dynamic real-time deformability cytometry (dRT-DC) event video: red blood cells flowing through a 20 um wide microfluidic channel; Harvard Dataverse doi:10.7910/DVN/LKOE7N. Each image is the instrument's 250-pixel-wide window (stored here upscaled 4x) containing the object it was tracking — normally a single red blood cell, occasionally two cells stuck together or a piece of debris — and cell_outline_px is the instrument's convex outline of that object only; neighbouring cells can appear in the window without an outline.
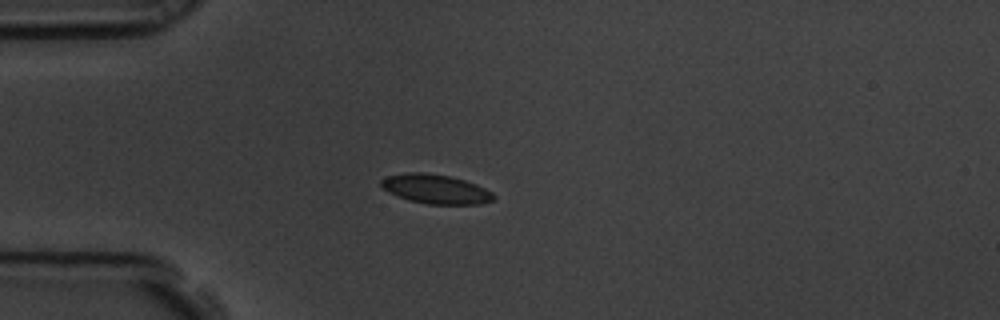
{"species": "common noctule bat (a hibernating species)", "species_latin": "Nyctalus noctula", "temperature_condition": "room temperature", "stored_images_in_passage": 7, "camera_frame_rate_fps": 3000, "um_per_image_px": 0.085, "animal": {"sex": "male", "body_mass_g": 19.5, "forearm_length_mm": 54.6}, "frame": {"image": 1, "passage_image": 4, "time_ms": 1.0, "image_size_px": [1000, 320], "cell_outline_px": [[496, 196], [492, 200], [480, 204], [428, 204], [408, 200], [388, 192], [380, 184], [380, 180], [388, 176], [408, 172], [424, 172], [448, 176], [464, 180], [476, 184], [492, 192]], "centroid_in_image_um": [37.03, 16.07], "position_along_channel_um": 48.0, "area_um2": 19.07}}
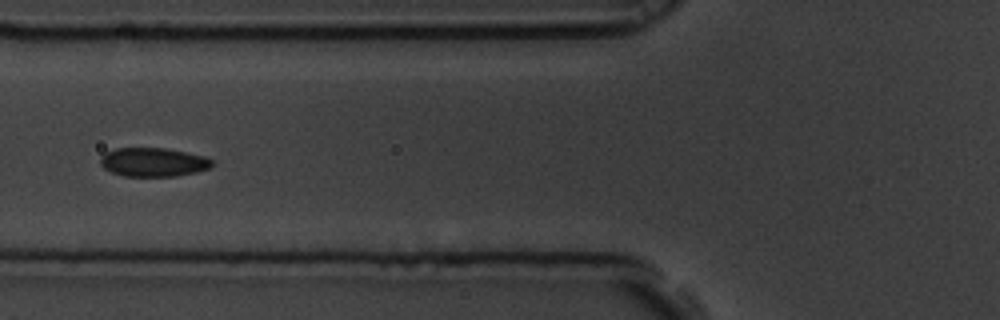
{"frame": {"image": 2, "passage_image": 6, "time_ms": 1.667, "image_size_px": [1000, 320], "cell_outline_px": [[212, 164], [208, 168], [196, 172], [176, 176], [124, 176], [112, 172], [104, 168], [100, 164], [100, 156], [104, 152], [116, 148], [164, 148], [204, 156], [212, 160]], "centroid_in_image_um": [12.97, 13.78], "position_along_channel_um": 112.8, "area_um2": 18.67}}
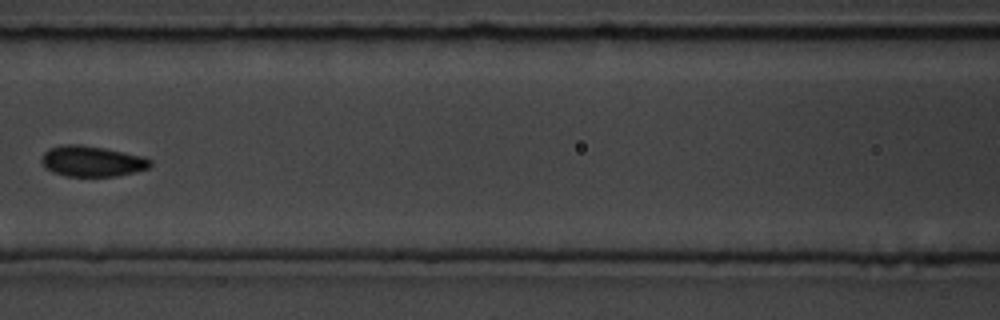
{"frame": {"image": 3, "passage_image": 7, "time_ms": 2.0, "image_size_px": [1000, 320], "cell_outline_px": [[152, 164], [148, 168], [116, 176], [64, 176], [52, 172], [44, 168], [40, 160], [44, 152], [52, 148], [64, 144], [80, 144], [104, 148], [144, 156], [152, 160]], "centroid_in_image_um": [7.8, 13.7], "position_along_channel_um": 158.8, "area_um2": 19.48}}